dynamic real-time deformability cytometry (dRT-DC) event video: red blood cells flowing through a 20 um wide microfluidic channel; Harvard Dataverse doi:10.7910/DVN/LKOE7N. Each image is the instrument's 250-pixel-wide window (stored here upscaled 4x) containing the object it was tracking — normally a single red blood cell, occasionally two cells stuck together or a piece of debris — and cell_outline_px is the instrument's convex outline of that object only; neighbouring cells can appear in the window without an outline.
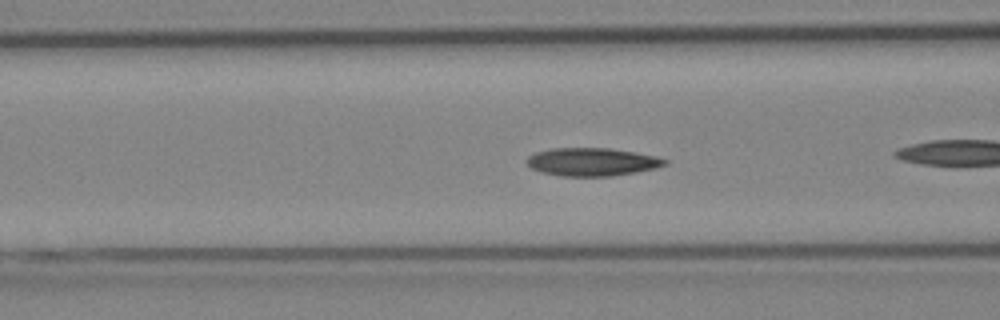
{"species": "Egyptian fruit bat (a non-hibernating species)", "species_latin": "Rousettus aegyptiacus", "temperature_condition": "cold", "stored_images_in_passage": 7, "camera_frame_rate_fps": 3000, "um_per_image_px": 0.085, "animal": {"sex": "female"}, "frame": {"image": 1, "passage_image": 4, "time_ms": 1.0, "image_size_px": [1000, 320], "cell_outline_px": [[668, 164], [656, 168], [636, 172], [612, 176], [560, 176], [540, 172], [532, 168], [524, 160], [528, 156], [536, 152], [552, 148], [608, 148], [636, 152], [656, 156], [668, 160]], "centroid_in_image_um": [50.33, 13.76], "position_along_channel_um": 116.3, "area_um2": 22.72}}